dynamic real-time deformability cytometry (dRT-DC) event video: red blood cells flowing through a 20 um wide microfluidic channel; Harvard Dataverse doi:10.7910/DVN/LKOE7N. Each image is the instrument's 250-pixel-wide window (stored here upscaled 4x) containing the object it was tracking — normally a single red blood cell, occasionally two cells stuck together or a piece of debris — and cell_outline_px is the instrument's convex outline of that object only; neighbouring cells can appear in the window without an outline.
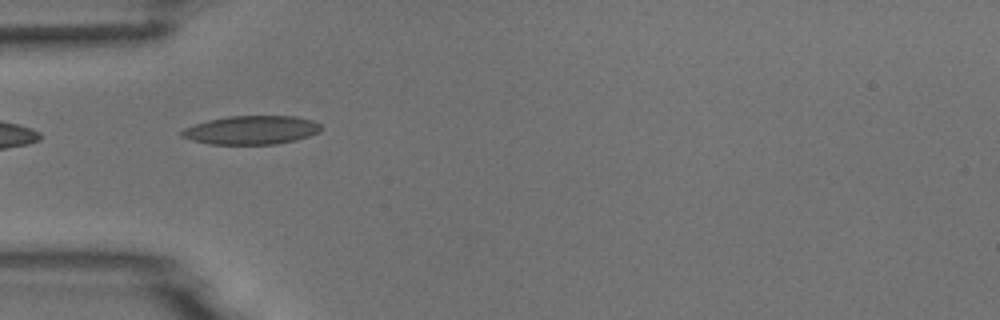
{"species": "common noctule bat (a hibernating species)", "species_latin": "Nyctalus noctula", "temperature_condition": "room temperature", "stored_images_in_passage": 7, "camera_frame_rate_fps": 3000, "um_per_image_px": 0.085, "animal": {"sex": "male", "body_mass_g": 18.8}, "frame": {"image": 1, "passage_image": 5, "time_ms": 4.667, "image_size_px": [1000, 320], "cell_outline_px": [[320, 132], [296, 140], [276, 144], [208, 144], [192, 140], [180, 136], [180, 132], [184, 128], [208, 120], [228, 116], [296, 116], [312, 120], [320, 124]], "centroid_in_image_um": [21.36, 11.05], "position_along_channel_um": 63.6, "area_um2": 23.24}}